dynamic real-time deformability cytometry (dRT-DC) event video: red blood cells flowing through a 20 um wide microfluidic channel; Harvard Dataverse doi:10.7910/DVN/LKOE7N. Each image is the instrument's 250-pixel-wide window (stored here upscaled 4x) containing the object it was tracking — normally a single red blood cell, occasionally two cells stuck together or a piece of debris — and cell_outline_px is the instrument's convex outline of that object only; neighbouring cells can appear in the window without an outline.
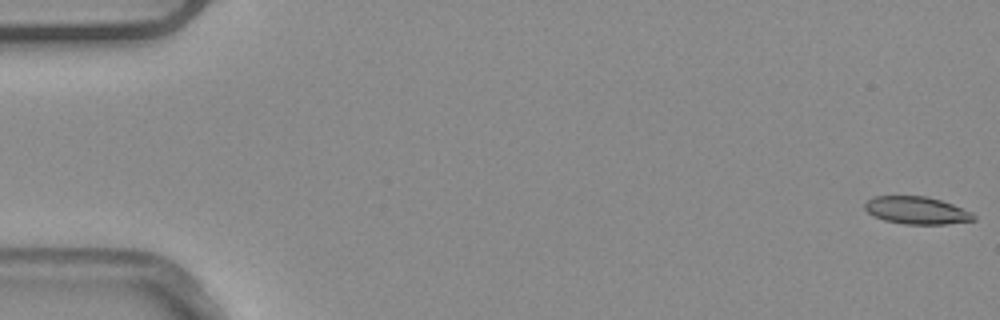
{"species": "common noctule bat (a hibernating species)", "species_latin": "Nyctalus noctula", "temperature_condition": "warm", "stored_images_in_passage": 7, "camera_frame_rate_fps": 3000, "um_per_image_px": 0.085, "animal": {"sex": "male", "body_mass_g": 20.4}, "frame": {"image": 1, "passage_image": 1, "time_ms": 0.0, "image_size_px": [1000, 320], "cell_outline_px": [[976, 220], [944, 224], [904, 224], [884, 220], [872, 216], [864, 208], [864, 204], [872, 196], [928, 196], [952, 204], [972, 212], [976, 216]], "centroid_in_image_um": [77.9, 17.88], "position_along_channel_um": 7.1, "area_um2": 17.51}}
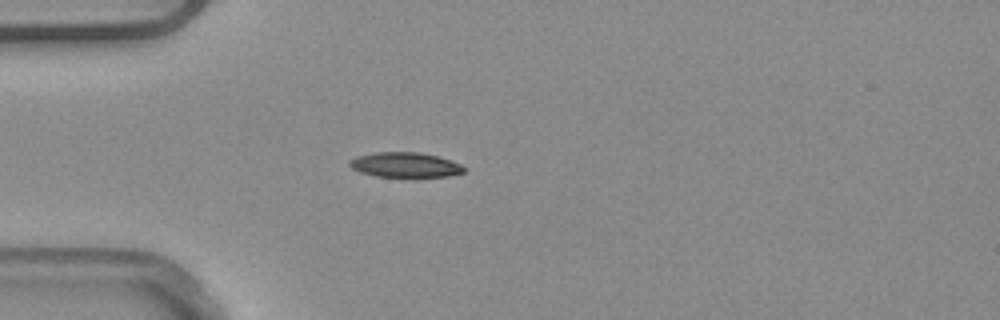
{"frame": {"image": 2, "passage_image": 6, "time_ms": 1.667, "image_size_px": [1000, 320], "cell_outline_px": [[464, 172], [448, 176], [376, 176], [360, 172], [352, 168], [348, 164], [348, 160], [356, 156], [376, 152], [416, 152], [436, 156], [460, 164], [464, 168]], "centroid_in_image_um": [34.36, 14.0], "position_along_channel_um": 50.6, "area_um2": 16.3}}